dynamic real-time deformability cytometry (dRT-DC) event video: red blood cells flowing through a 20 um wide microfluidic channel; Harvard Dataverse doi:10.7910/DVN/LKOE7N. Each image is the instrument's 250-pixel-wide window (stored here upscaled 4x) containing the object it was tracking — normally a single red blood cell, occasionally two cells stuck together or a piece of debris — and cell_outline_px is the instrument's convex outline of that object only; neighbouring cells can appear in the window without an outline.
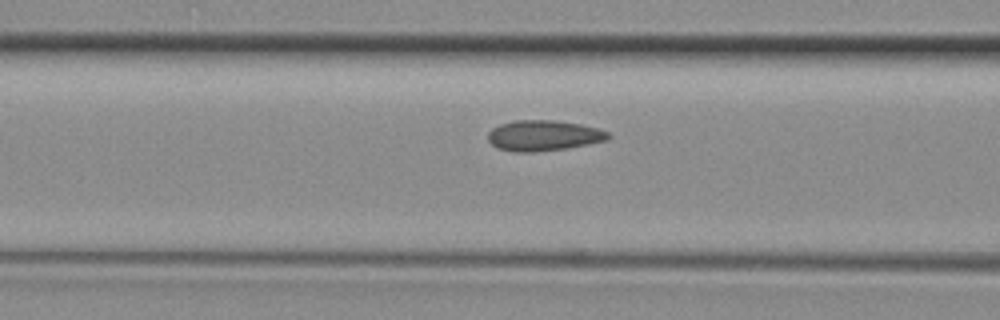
{"species": "common noctule bat (a hibernating species)", "species_latin": "Nyctalus noctula", "temperature_condition": "room temperature", "stored_images_in_passage": 13, "camera_frame_rate_fps": 3000, "um_per_image_px": 0.085, "animal": {"sex": "female", "body_mass_g": 29.2, "forearm_length_mm": 56.3}, "frame": {"image": 1, "passage_image": 11, "time_ms": 3.333, "image_size_px": [1000, 320], "cell_outline_px": [[612, 136], [608, 140], [568, 148], [532, 152], [512, 152], [496, 148], [488, 140], [488, 132], [492, 128], [500, 124], [516, 120], [552, 120], [580, 124], [596, 128], [608, 132]], "centroid_in_image_um": [46.18, 11.53], "position_along_channel_um": 120.4, "area_um2": 21.5}}